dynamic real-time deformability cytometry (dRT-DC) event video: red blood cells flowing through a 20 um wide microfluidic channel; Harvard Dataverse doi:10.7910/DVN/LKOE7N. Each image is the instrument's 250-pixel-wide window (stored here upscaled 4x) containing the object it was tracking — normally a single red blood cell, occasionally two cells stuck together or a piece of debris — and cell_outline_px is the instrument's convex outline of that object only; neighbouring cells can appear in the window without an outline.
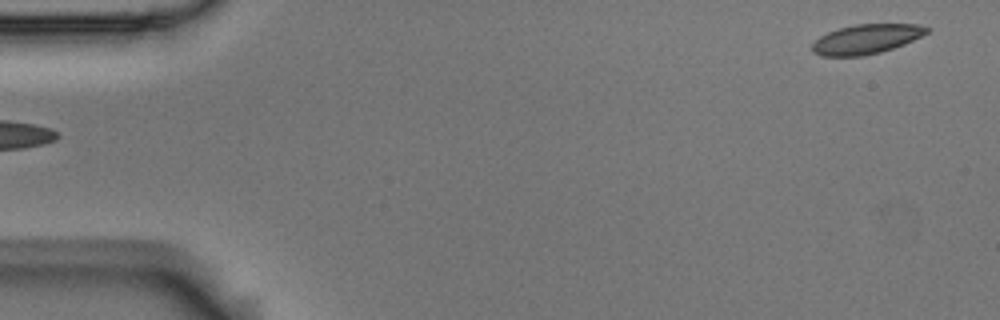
{"species": "Egyptian fruit bat (a non-hibernating species)", "species_latin": "Rousettus aegyptiacus", "temperature_condition": "room temperature", "stored_images_in_passage": 5, "segment_of_instrument_passage": [2, 2], "camera_frame_rate_fps": 3000, "um_per_image_px": 0.085, "animal": {"sex": "male"}, "frame": {"image": 1, "passage_image": 5, "time_ms": 1.333, "image_size_px": [1000, 320], "cell_outline_px": [[932, 28], [928, 32], [904, 44], [880, 52], [864, 56], [820, 56], [812, 52], [812, 44], [820, 36], [828, 32], [840, 28], [856, 24], [916, 24]], "centroid_in_image_um": [73.62, 3.33], "position_along_channel_um": 11.4, "area_um2": 19.65}}